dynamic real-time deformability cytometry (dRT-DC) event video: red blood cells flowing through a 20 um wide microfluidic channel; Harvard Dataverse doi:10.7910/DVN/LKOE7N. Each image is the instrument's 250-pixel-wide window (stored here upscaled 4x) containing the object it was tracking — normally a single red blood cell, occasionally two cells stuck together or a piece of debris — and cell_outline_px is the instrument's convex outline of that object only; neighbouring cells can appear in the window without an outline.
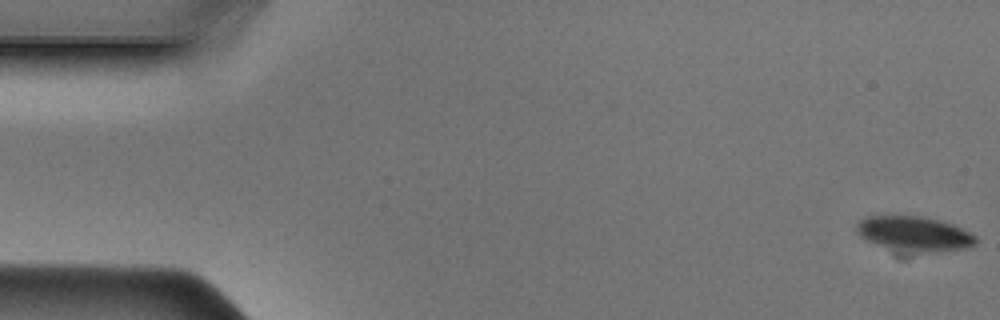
{"species": "Egyptian fruit bat (a non-hibernating species)", "species_latin": "Rousettus aegyptiacus", "temperature_condition": "cold", "stored_images_in_passage": 48, "camera_frame_rate_fps": 3000, "um_per_image_px": 0.085, "animal": {"sex": "male"}, "frame": {"image": 1, "passage_image": 1, "time_ms": 0.0, "image_size_px": [1000, 320], "cell_outline_px": [[976, 244], [968, 248], [924, 252], [896, 252], [876, 244], [860, 236], [856, 232], [856, 224], [860, 220], [868, 216], [920, 216], [940, 220], [952, 224], [976, 236]], "centroid_in_image_um": [77.68, 19.88], "position_along_channel_um": 7.3, "area_um2": 24.22}}
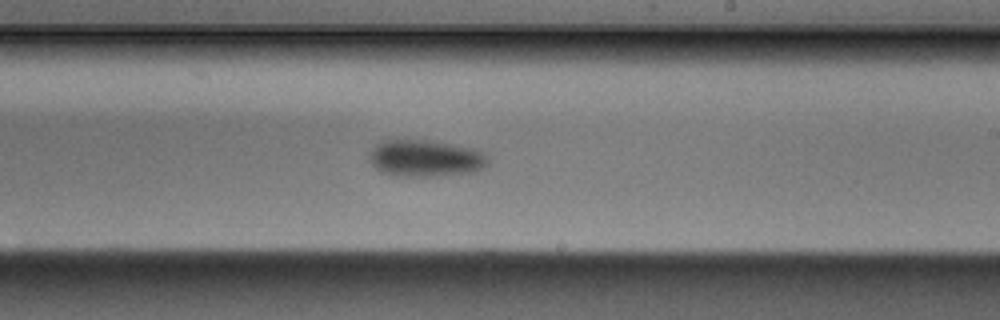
{"frame": {"image": 2, "passage_image": 28, "time_ms": 9.0, "image_size_px": [1000, 320], "cell_outline_px": [[488, 164], [484, 168], [476, 172], [436, 176], [400, 176], [380, 172], [368, 160], [368, 152], [380, 140], [428, 140], [476, 148], [488, 156]], "centroid_in_image_um": [36.16, 13.45], "position_along_channel_um": 252.8, "area_um2": 25.89}}
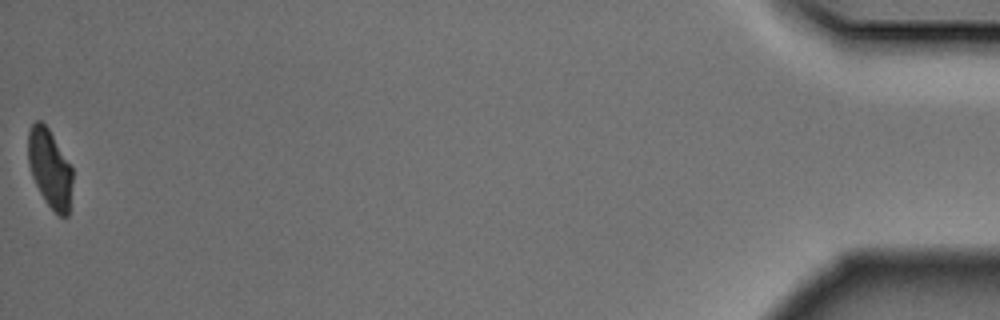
{"frame": {"image": 3, "passage_image": 48, "time_ms": 15.667, "image_size_px": [1000, 320], "cell_outline_px": [[72, 180], [68, 216], [60, 216], [44, 200], [32, 176], [28, 164], [28, 132], [32, 124], [36, 120], [40, 120], [48, 128], [72, 168]], "centroid_in_image_um": [4.22, 14.3], "position_along_channel_um": 431.0, "area_um2": 19.94}}